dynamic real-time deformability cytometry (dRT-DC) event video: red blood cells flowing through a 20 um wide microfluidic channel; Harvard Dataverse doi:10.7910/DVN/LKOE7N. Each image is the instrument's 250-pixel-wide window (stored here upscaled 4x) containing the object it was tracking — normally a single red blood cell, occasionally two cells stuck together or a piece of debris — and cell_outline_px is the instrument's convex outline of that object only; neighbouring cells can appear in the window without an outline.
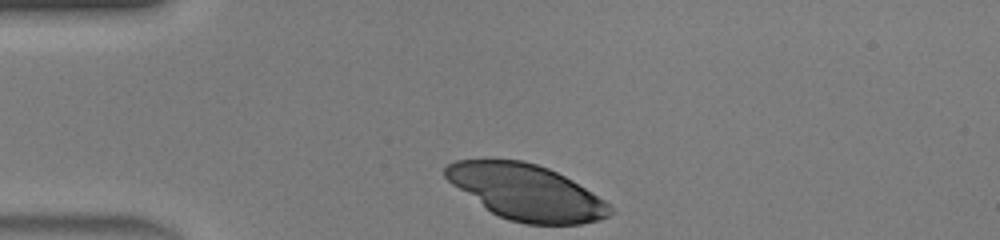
{"species": "human", "species_latin": "Homo sapiens", "temperature_condition": "warm", "stored_images_in_passage": 29, "camera_frame_rate_fps": 3000, "um_per_image_px": 0.085, "donor": {"sex": "male"}, "frame": {"image": 1, "passage_image": 1, "time_ms": 0.0, "image_size_px": [1000, 240], "cell_outline_px": [[612, 212], [608, 216], [600, 220], [580, 224], [524, 224], [508, 220], [492, 212], [452, 184], [444, 176], [444, 168], [448, 164], [456, 160], [524, 160], [548, 168], [572, 180], [592, 192], [604, 200], [612, 208]], "centroid_in_image_um": [44.75, 16.34], "position_along_channel_um": 40.3, "area_um2": 52.71}}